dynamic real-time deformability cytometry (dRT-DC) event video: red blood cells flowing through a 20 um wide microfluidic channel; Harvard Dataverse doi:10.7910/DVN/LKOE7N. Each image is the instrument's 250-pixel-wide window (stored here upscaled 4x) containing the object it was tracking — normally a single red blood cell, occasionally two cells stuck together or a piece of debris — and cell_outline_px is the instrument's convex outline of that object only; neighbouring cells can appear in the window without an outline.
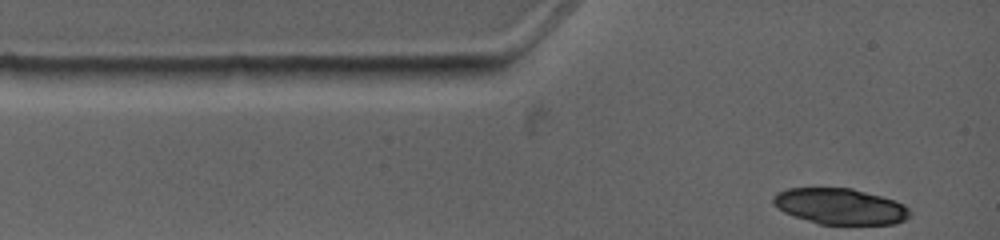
{"species": "common noctule bat (a hibernating species)", "species_latin": "Nyctalus noctula", "temperature_condition": "warm", "stored_images_in_passage": 2, "camera_frame_rate_fps": 4500, "um_per_image_px": 0.085, "animal": {"sex": "female", "body_mass_g": 19.0, "forearm_length_mm": 53.3}, "frame": {"image": 1, "passage_image": 1, "time_ms": 0.0, "image_size_px": [1000, 240], "cell_outline_px": [[912, 212], [904, 220], [896, 224], [820, 224], [792, 216], [776, 208], [772, 204], [772, 196], [776, 192], [788, 188], [852, 188], [880, 196], [904, 204]], "centroid_in_image_um": [71.36, 17.54], "position_along_channel_um": 13.6, "area_um2": 28.73}}